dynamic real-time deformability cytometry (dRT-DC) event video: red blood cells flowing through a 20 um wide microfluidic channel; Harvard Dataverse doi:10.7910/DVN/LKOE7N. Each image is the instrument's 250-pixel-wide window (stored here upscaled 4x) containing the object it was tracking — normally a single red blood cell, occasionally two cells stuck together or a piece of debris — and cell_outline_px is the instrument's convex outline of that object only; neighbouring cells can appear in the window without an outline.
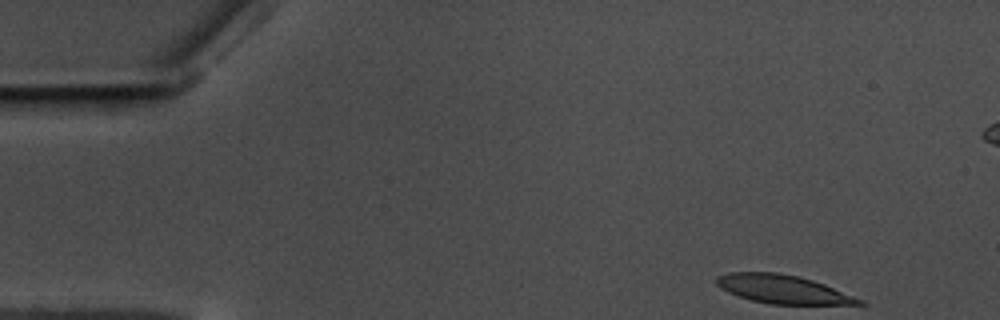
{"species": "common noctule bat (a hibernating species)", "species_latin": "Nyctalus noctula", "temperature_condition": "warm", "stored_images_in_passage": 43, "camera_frame_rate_fps": 3000, "um_per_image_px": 0.085, "animal": {"sex": "male", "body_mass_g": 17.5, "forearm_length_mm": 52.3}, "frame": {"image": 1, "passage_image": 1, "time_ms": 0.0, "image_size_px": [1000, 320], "cell_outline_px": [[868, 304], [768, 304], [736, 296], [720, 288], [716, 284], [716, 276], [728, 272], [776, 272], [796, 276], [812, 280], [824, 284], [864, 300]], "centroid_in_image_um": [66.5, 24.58], "position_along_channel_um": 18.5, "area_um2": 23.64}}
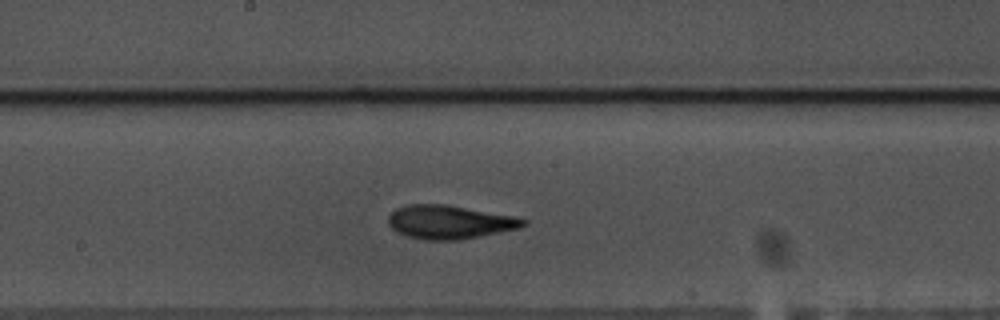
{"frame": {"image": 2, "passage_image": 26, "time_ms": 8.333, "image_size_px": [1000, 320], "cell_outline_px": [[528, 224], [520, 228], [460, 240], [428, 240], [408, 236], [396, 232], [388, 224], [388, 216], [396, 208], [408, 204], [444, 204], [516, 216], [528, 220]], "centroid_in_image_um": [38.23, 18.87], "position_along_channel_um": 210.0, "area_um2": 26.53}}
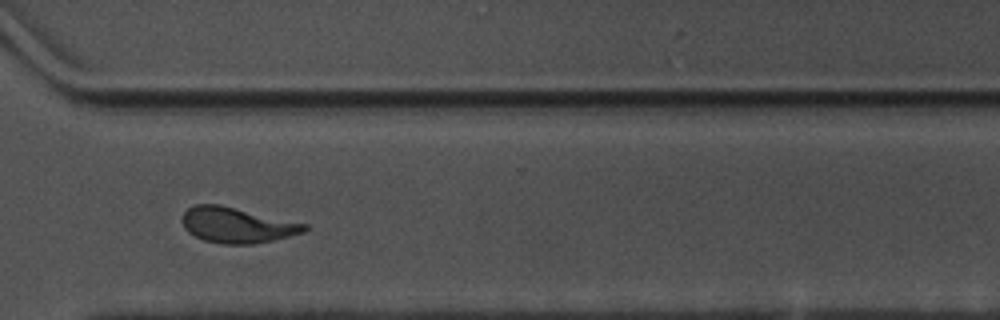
{"frame": {"image": 3, "passage_image": 38, "time_ms": 12.333, "image_size_px": [1000, 320], "cell_outline_px": [[308, 228], [304, 232], [272, 240], [252, 244], [224, 244], [204, 240], [188, 232], [184, 228], [180, 220], [184, 212], [188, 208], [196, 204], [220, 204], [308, 224]], "centroid_in_image_um": [20.12, 19.12], "position_along_channel_um": 350.5, "area_um2": 25.26}, "authors_computed_cell_mechanics": {"area_um2": 25.3164, "velocity_mm_per_s": 3.5065, "shape_relaxation_time_tau1_ms": 6.1249, "shape_relaxation_time_tau2_ms": 2.5985, "deformation_change_tau1": 0.2006, "deformation_change_tau2": 0.0987}}